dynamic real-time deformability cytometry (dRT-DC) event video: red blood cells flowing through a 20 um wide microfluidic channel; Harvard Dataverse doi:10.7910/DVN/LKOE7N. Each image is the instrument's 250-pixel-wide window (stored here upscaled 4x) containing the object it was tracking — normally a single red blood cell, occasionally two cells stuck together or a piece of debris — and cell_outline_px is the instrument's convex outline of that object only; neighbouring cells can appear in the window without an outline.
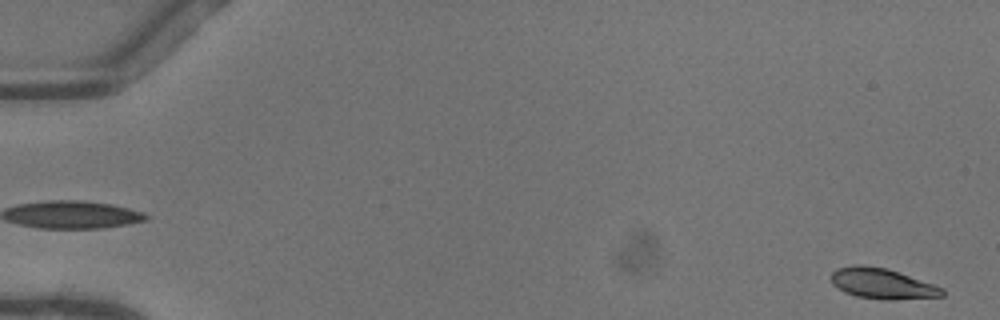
{"species": "common noctule bat (a hibernating species)", "species_latin": "Nyctalus noctula", "temperature_condition": "warm", "stored_images_in_passage": 51, "camera_frame_rate_fps": 3000, "um_per_image_px": 0.085, "animal": {"sex": "female"}, "frame": {"image": 1, "passage_image": 1, "time_ms": 0.0, "image_size_px": [1000, 320], "cell_outline_px": [[944, 296], [896, 300], [888, 300], [856, 296], [844, 292], [832, 284], [832, 272], [836, 268], [852, 264], [864, 264], [888, 268], [944, 288]], "centroid_in_image_um": [74.98, 24.09], "position_along_channel_um": 10.0, "area_um2": 20.0}}
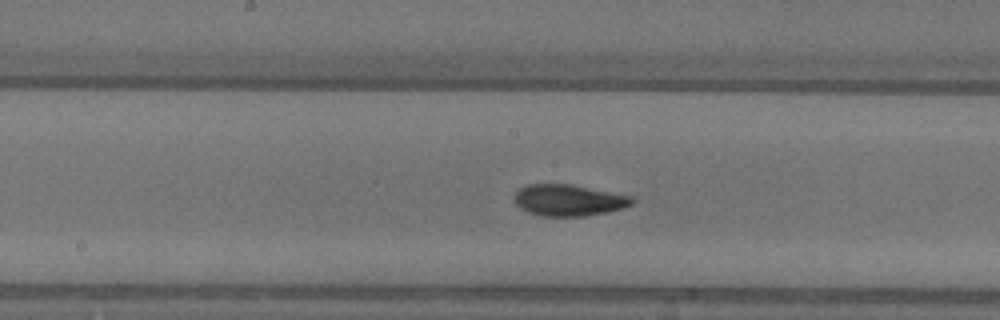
{"frame": {"image": 2, "passage_image": 27, "time_ms": 8.667, "image_size_px": [1000, 320], "cell_outline_px": [[632, 204], [608, 212], [584, 216], [540, 216], [528, 212], [520, 208], [516, 204], [516, 192], [520, 188], [528, 184], [568, 184], [632, 196]], "centroid_in_image_um": [48.31, 17.02], "position_along_channel_um": 199.9, "area_um2": 21.21}}
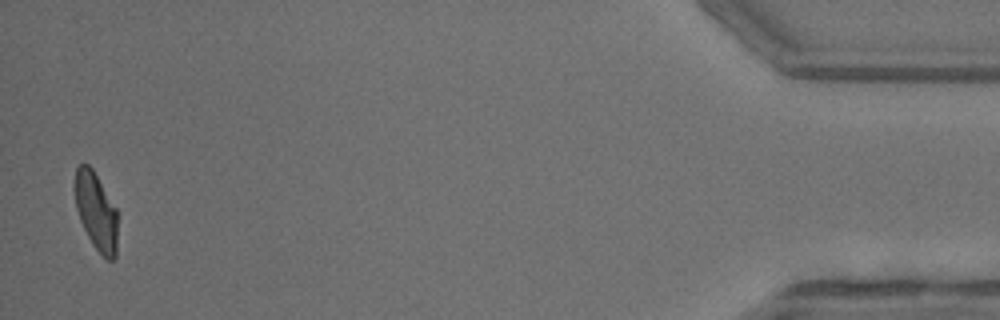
{"frame": {"image": 3, "passage_image": 50, "time_ms": 16.333, "image_size_px": [1000, 320], "cell_outline_px": [[116, 256], [112, 260], [108, 260], [92, 244], [80, 220], [76, 208], [72, 188], [76, 168], [80, 164], [88, 164], [92, 168], [116, 208]], "centroid_in_image_um": [8.12, 17.91], "position_along_channel_um": 427.1, "area_um2": 19.31}, "authors_computed_cell_mechanics": {"area_um2": 20.6346, "velocity_mm_per_s": 4.1023, "shape_relaxation_time_tau1_ms": 3.9187, "shape_relaxation_time_tau2_ms": 2.148, "deformation_change_tau1": 0.1536, "deformation_change_tau2": 0.0759}}